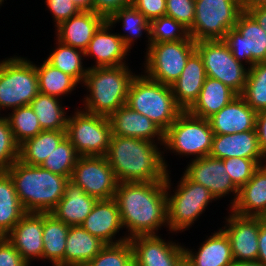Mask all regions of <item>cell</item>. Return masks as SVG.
Returning a JSON list of instances; mask_svg holds the SVG:
<instances>
[{"mask_svg":"<svg viewBox=\"0 0 266 266\" xmlns=\"http://www.w3.org/2000/svg\"><path fill=\"white\" fill-rule=\"evenodd\" d=\"M256 131L260 149L266 157V111L258 113L256 117Z\"/></svg>","mask_w":266,"mask_h":266,"instance_id":"50","label":"cell"},{"mask_svg":"<svg viewBox=\"0 0 266 266\" xmlns=\"http://www.w3.org/2000/svg\"><path fill=\"white\" fill-rule=\"evenodd\" d=\"M236 96L237 94L221 81L207 77L198 99L187 111L193 116L208 119Z\"/></svg>","mask_w":266,"mask_h":266,"instance_id":"29","label":"cell"},{"mask_svg":"<svg viewBox=\"0 0 266 266\" xmlns=\"http://www.w3.org/2000/svg\"><path fill=\"white\" fill-rule=\"evenodd\" d=\"M230 266H264L258 260L256 261H238L234 260Z\"/></svg>","mask_w":266,"mask_h":266,"instance_id":"55","label":"cell"},{"mask_svg":"<svg viewBox=\"0 0 266 266\" xmlns=\"http://www.w3.org/2000/svg\"><path fill=\"white\" fill-rule=\"evenodd\" d=\"M196 51L203 60L207 77L221 81L237 95L242 94L249 70L236 60L223 40L198 41Z\"/></svg>","mask_w":266,"mask_h":266,"instance_id":"11","label":"cell"},{"mask_svg":"<svg viewBox=\"0 0 266 266\" xmlns=\"http://www.w3.org/2000/svg\"><path fill=\"white\" fill-rule=\"evenodd\" d=\"M209 155L221 160L232 157L253 160L266 158L260 149L256 129L242 133L214 135Z\"/></svg>","mask_w":266,"mask_h":266,"instance_id":"22","label":"cell"},{"mask_svg":"<svg viewBox=\"0 0 266 266\" xmlns=\"http://www.w3.org/2000/svg\"><path fill=\"white\" fill-rule=\"evenodd\" d=\"M70 180L98 200L114 198L118 185L105 156H79Z\"/></svg>","mask_w":266,"mask_h":266,"instance_id":"14","label":"cell"},{"mask_svg":"<svg viewBox=\"0 0 266 266\" xmlns=\"http://www.w3.org/2000/svg\"><path fill=\"white\" fill-rule=\"evenodd\" d=\"M104 244H116L129 237L120 238L113 242V236L123 228L117 203L114 198L97 200L90 214L80 225Z\"/></svg>","mask_w":266,"mask_h":266,"instance_id":"20","label":"cell"},{"mask_svg":"<svg viewBox=\"0 0 266 266\" xmlns=\"http://www.w3.org/2000/svg\"><path fill=\"white\" fill-rule=\"evenodd\" d=\"M183 251L185 266H230L234 261L229 238L222 228L210 236L196 254L186 248Z\"/></svg>","mask_w":266,"mask_h":266,"instance_id":"28","label":"cell"},{"mask_svg":"<svg viewBox=\"0 0 266 266\" xmlns=\"http://www.w3.org/2000/svg\"><path fill=\"white\" fill-rule=\"evenodd\" d=\"M207 78L203 60L195 51L189 58L180 77L171 84L176 104L187 111L198 99Z\"/></svg>","mask_w":266,"mask_h":266,"instance_id":"23","label":"cell"},{"mask_svg":"<svg viewBox=\"0 0 266 266\" xmlns=\"http://www.w3.org/2000/svg\"><path fill=\"white\" fill-rule=\"evenodd\" d=\"M188 30L195 20V0H166V14Z\"/></svg>","mask_w":266,"mask_h":266,"instance_id":"45","label":"cell"},{"mask_svg":"<svg viewBox=\"0 0 266 266\" xmlns=\"http://www.w3.org/2000/svg\"><path fill=\"white\" fill-rule=\"evenodd\" d=\"M25 213L10 175L0 172V233L5 237Z\"/></svg>","mask_w":266,"mask_h":266,"instance_id":"33","label":"cell"},{"mask_svg":"<svg viewBox=\"0 0 266 266\" xmlns=\"http://www.w3.org/2000/svg\"><path fill=\"white\" fill-rule=\"evenodd\" d=\"M169 180L167 174L165 181L118 182L114 199L122 226L130 231L129 239L156 235L155 230L168 224L166 193L171 186Z\"/></svg>","mask_w":266,"mask_h":266,"instance_id":"1","label":"cell"},{"mask_svg":"<svg viewBox=\"0 0 266 266\" xmlns=\"http://www.w3.org/2000/svg\"><path fill=\"white\" fill-rule=\"evenodd\" d=\"M155 142L112 135L105 155L118 182L165 181L167 165Z\"/></svg>","mask_w":266,"mask_h":266,"instance_id":"2","label":"cell"},{"mask_svg":"<svg viewBox=\"0 0 266 266\" xmlns=\"http://www.w3.org/2000/svg\"><path fill=\"white\" fill-rule=\"evenodd\" d=\"M191 181L207 188L211 194L218 199L220 197L234 192V200H231L232 206L235 204L239 189L231 181V177L226 172V167L221 159L211 157L210 155L195 159L188 164L185 173Z\"/></svg>","mask_w":266,"mask_h":266,"instance_id":"16","label":"cell"},{"mask_svg":"<svg viewBox=\"0 0 266 266\" xmlns=\"http://www.w3.org/2000/svg\"><path fill=\"white\" fill-rule=\"evenodd\" d=\"M43 213L26 212L5 236L28 263L30 259L43 258Z\"/></svg>","mask_w":266,"mask_h":266,"instance_id":"18","label":"cell"},{"mask_svg":"<svg viewBox=\"0 0 266 266\" xmlns=\"http://www.w3.org/2000/svg\"><path fill=\"white\" fill-rule=\"evenodd\" d=\"M248 75L241 96L257 113L266 111V62H258L247 68Z\"/></svg>","mask_w":266,"mask_h":266,"instance_id":"38","label":"cell"},{"mask_svg":"<svg viewBox=\"0 0 266 266\" xmlns=\"http://www.w3.org/2000/svg\"><path fill=\"white\" fill-rule=\"evenodd\" d=\"M266 32V5L246 10Z\"/></svg>","mask_w":266,"mask_h":266,"instance_id":"52","label":"cell"},{"mask_svg":"<svg viewBox=\"0 0 266 266\" xmlns=\"http://www.w3.org/2000/svg\"><path fill=\"white\" fill-rule=\"evenodd\" d=\"M66 137V130H43L19 146V161L41 166L59 143Z\"/></svg>","mask_w":266,"mask_h":266,"instance_id":"31","label":"cell"},{"mask_svg":"<svg viewBox=\"0 0 266 266\" xmlns=\"http://www.w3.org/2000/svg\"><path fill=\"white\" fill-rule=\"evenodd\" d=\"M231 211L241 216L266 217V165H260L252 178L239 189Z\"/></svg>","mask_w":266,"mask_h":266,"instance_id":"27","label":"cell"},{"mask_svg":"<svg viewBox=\"0 0 266 266\" xmlns=\"http://www.w3.org/2000/svg\"><path fill=\"white\" fill-rule=\"evenodd\" d=\"M126 105L147 116L163 132L183 111L176 104L171 87L152 80L147 75L133 77Z\"/></svg>","mask_w":266,"mask_h":266,"instance_id":"5","label":"cell"},{"mask_svg":"<svg viewBox=\"0 0 266 266\" xmlns=\"http://www.w3.org/2000/svg\"><path fill=\"white\" fill-rule=\"evenodd\" d=\"M38 93L36 65L21 57L0 62V109L27 106Z\"/></svg>","mask_w":266,"mask_h":266,"instance_id":"6","label":"cell"},{"mask_svg":"<svg viewBox=\"0 0 266 266\" xmlns=\"http://www.w3.org/2000/svg\"><path fill=\"white\" fill-rule=\"evenodd\" d=\"M19 144L6 117L0 118V172H6L19 160Z\"/></svg>","mask_w":266,"mask_h":266,"instance_id":"43","label":"cell"},{"mask_svg":"<svg viewBox=\"0 0 266 266\" xmlns=\"http://www.w3.org/2000/svg\"><path fill=\"white\" fill-rule=\"evenodd\" d=\"M97 200L69 179L65 184L64 196L50 213L68 226H80Z\"/></svg>","mask_w":266,"mask_h":266,"instance_id":"25","label":"cell"},{"mask_svg":"<svg viewBox=\"0 0 266 266\" xmlns=\"http://www.w3.org/2000/svg\"><path fill=\"white\" fill-rule=\"evenodd\" d=\"M106 19L94 11H81L57 28V41L85 51L96 30Z\"/></svg>","mask_w":266,"mask_h":266,"instance_id":"26","label":"cell"},{"mask_svg":"<svg viewBox=\"0 0 266 266\" xmlns=\"http://www.w3.org/2000/svg\"><path fill=\"white\" fill-rule=\"evenodd\" d=\"M223 41L239 62L244 59L250 67L266 62V32L247 11L240 13L235 27L227 32Z\"/></svg>","mask_w":266,"mask_h":266,"instance_id":"13","label":"cell"},{"mask_svg":"<svg viewBox=\"0 0 266 266\" xmlns=\"http://www.w3.org/2000/svg\"><path fill=\"white\" fill-rule=\"evenodd\" d=\"M213 137L208 119L182 111L164 132L163 146L181 155H196L195 159H199L209 155Z\"/></svg>","mask_w":266,"mask_h":266,"instance_id":"8","label":"cell"},{"mask_svg":"<svg viewBox=\"0 0 266 266\" xmlns=\"http://www.w3.org/2000/svg\"><path fill=\"white\" fill-rule=\"evenodd\" d=\"M38 89L40 93L58 97L70 93L78 82L70 75L53 67L46 60L36 66Z\"/></svg>","mask_w":266,"mask_h":266,"instance_id":"35","label":"cell"},{"mask_svg":"<svg viewBox=\"0 0 266 266\" xmlns=\"http://www.w3.org/2000/svg\"><path fill=\"white\" fill-rule=\"evenodd\" d=\"M0 266H29L6 237L0 238Z\"/></svg>","mask_w":266,"mask_h":266,"instance_id":"48","label":"cell"},{"mask_svg":"<svg viewBox=\"0 0 266 266\" xmlns=\"http://www.w3.org/2000/svg\"><path fill=\"white\" fill-rule=\"evenodd\" d=\"M78 157L79 155L76 153L71 141L65 137L55 150L48 155L41 167L69 180Z\"/></svg>","mask_w":266,"mask_h":266,"instance_id":"39","label":"cell"},{"mask_svg":"<svg viewBox=\"0 0 266 266\" xmlns=\"http://www.w3.org/2000/svg\"><path fill=\"white\" fill-rule=\"evenodd\" d=\"M133 0H93V11L106 20L117 10L132 5Z\"/></svg>","mask_w":266,"mask_h":266,"instance_id":"49","label":"cell"},{"mask_svg":"<svg viewBox=\"0 0 266 266\" xmlns=\"http://www.w3.org/2000/svg\"><path fill=\"white\" fill-rule=\"evenodd\" d=\"M222 229L228 236L234 260L256 261L259 252L260 217L241 216L233 211Z\"/></svg>","mask_w":266,"mask_h":266,"instance_id":"17","label":"cell"},{"mask_svg":"<svg viewBox=\"0 0 266 266\" xmlns=\"http://www.w3.org/2000/svg\"><path fill=\"white\" fill-rule=\"evenodd\" d=\"M59 100L58 97L39 92L29 104L42 130H66L68 117Z\"/></svg>","mask_w":266,"mask_h":266,"instance_id":"34","label":"cell"},{"mask_svg":"<svg viewBox=\"0 0 266 266\" xmlns=\"http://www.w3.org/2000/svg\"><path fill=\"white\" fill-rule=\"evenodd\" d=\"M259 252L257 260L266 266V217H260V231L258 236Z\"/></svg>","mask_w":266,"mask_h":266,"instance_id":"51","label":"cell"},{"mask_svg":"<svg viewBox=\"0 0 266 266\" xmlns=\"http://www.w3.org/2000/svg\"><path fill=\"white\" fill-rule=\"evenodd\" d=\"M242 11L239 0H195V20L189 35L195 42L223 40Z\"/></svg>","mask_w":266,"mask_h":266,"instance_id":"7","label":"cell"},{"mask_svg":"<svg viewBox=\"0 0 266 266\" xmlns=\"http://www.w3.org/2000/svg\"><path fill=\"white\" fill-rule=\"evenodd\" d=\"M6 118L19 145L43 131L30 105L13 109V112Z\"/></svg>","mask_w":266,"mask_h":266,"instance_id":"40","label":"cell"},{"mask_svg":"<svg viewBox=\"0 0 266 266\" xmlns=\"http://www.w3.org/2000/svg\"><path fill=\"white\" fill-rule=\"evenodd\" d=\"M239 3L242 10L246 11L253 7L266 5V0H239Z\"/></svg>","mask_w":266,"mask_h":266,"instance_id":"53","label":"cell"},{"mask_svg":"<svg viewBox=\"0 0 266 266\" xmlns=\"http://www.w3.org/2000/svg\"><path fill=\"white\" fill-rule=\"evenodd\" d=\"M134 266H185L184 247L165 242L157 235H138L129 239Z\"/></svg>","mask_w":266,"mask_h":266,"instance_id":"15","label":"cell"},{"mask_svg":"<svg viewBox=\"0 0 266 266\" xmlns=\"http://www.w3.org/2000/svg\"><path fill=\"white\" fill-rule=\"evenodd\" d=\"M134 76L126 65L90 67L83 82L91 94L84 98L85 111L110 117L126 104Z\"/></svg>","mask_w":266,"mask_h":266,"instance_id":"4","label":"cell"},{"mask_svg":"<svg viewBox=\"0 0 266 266\" xmlns=\"http://www.w3.org/2000/svg\"><path fill=\"white\" fill-rule=\"evenodd\" d=\"M76 266H90L89 264H80V265H76Z\"/></svg>","mask_w":266,"mask_h":266,"instance_id":"56","label":"cell"},{"mask_svg":"<svg viewBox=\"0 0 266 266\" xmlns=\"http://www.w3.org/2000/svg\"><path fill=\"white\" fill-rule=\"evenodd\" d=\"M81 11H93V0H72Z\"/></svg>","mask_w":266,"mask_h":266,"instance_id":"54","label":"cell"},{"mask_svg":"<svg viewBox=\"0 0 266 266\" xmlns=\"http://www.w3.org/2000/svg\"><path fill=\"white\" fill-rule=\"evenodd\" d=\"M112 135L134 137L154 142L155 136L158 141L164 143V132L153 123L147 116L131 109L126 104L117 109L110 117Z\"/></svg>","mask_w":266,"mask_h":266,"instance_id":"21","label":"cell"},{"mask_svg":"<svg viewBox=\"0 0 266 266\" xmlns=\"http://www.w3.org/2000/svg\"><path fill=\"white\" fill-rule=\"evenodd\" d=\"M111 27L112 24L105 20L94 33L88 48L85 50V56H95L97 65L93 67L125 65L123 59L129 49L118 34L108 32Z\"/></svg>","mask_w":266,"mask_h":266,"instance_id":"24","label":"cell"},{"mask_svg":"<svg viewBox=\"0 0 266 266\" xmlns=\"http://www.w3.org/2000/svg\"><path fill=\"white\" fill-rule=\"evenodd\" d=\"M132 5L150 22L166 14V0H133Z\"/></svg>","mask_w":266,"mask_h":266,"instance_id":"47","label":"cell"},{"mask_svg":"<svg viewBox=\"0 0 266 266\" xmlns=\"http://www.w3.org/2000/svg\"><path fill=\"white\" fill-rule=\"evenodd\" d=\"M147 50V77L171 86L180 77L188 58L196 51V42L189 37L175 42L151 43Z\"/></svg>","mask_w":266,"mask_h":266,"instance_id":"10","label":"cell"},{"mask_svg":"<svg viewBox=\"0 0 266 266\" xmlns=\"http://www.w3.org/2000/svg\"><path fill=\"white\" fill-rule=\"evenodd\" d=\"M257 112L241 95L208 118L214 135L242 133L256 129Z\"/></svg>","mask_w":266,"mask_h":266,"instance_id":"19","label":"cell"},{"mask_svg":"<svg viewBox=\"0 0 266 266\" xmlns=\"http://www.w3.org/2000/svg\"><path fill=\"white\" fill-rule=\"evenodd\" d=\"M226 172L231 177L233 184L240 189L254 175L255 171L262 164L261 160H253L248 158L232 157L223 159Z\"/></svg>","mask_w":266,"mask_h":266,"instance_id":"44","label":"cell"},{"mask_svg":"<svg viewBox=\"0 0 266 266\" xmlns=\"http://www.w3.org/2000/svg\"><path fill=\"white\" fill-rule=\"evenodd\" d=\"M175 195L170 196L168 191L167 211L170 231H184L197 217L205 210L209 202L215 197L204 186L191 181L185 174L179 185H177Z\"/></svg>","mask_w":266,"mask_h":266,"instance_id":"12","label":"cell"},{"mask_svg":"<svg viewBox=\"0 0 266 266\" xmlns=\"http://www.w3.org/2000/svg\"><path fill=\"white\" fill-rule=\"evenodd\" d=\"M55 51L51 52L46 61L53 67L72 76L78 83L84 82L89 68L84 69L82 65V56L85 51L65 45L58 41Z\"/></svg>","mask_w":266,"mask_h":266,"instance_id":"36","label":"cell"},{"mask_svg":"<svg viewBox=\"0 0 266 266\" xmlns=\"http://www.w3.org/2000/svg\"><path fill=\"white\" fill-rule=\"evenodd\" d=\"M25 212L50 213L64 196L68 179L17 160L6 171Z\"/></svg>","mask_w":266,"mask_h":266,"instance_id":"3","label":"cell"},{"mask_svg":"<svg viewBox=\"0 0 266 266\" xmlns=\"http://www.w3.org/2000/svg\"><path fill=\"white\" fill-rule=\"evenodd\" d=\"M88 264L90 266H134L132 245L129 240L105 244Z\"/></svg>","mask_w":266,"mask_h":266,"instance_id":"41","label":"cell"},{"mask_svg":"<svg viewBox=\"0 0 266 266\" xmlns=\"http://www.w3.org/2000/svg\"><path fill=\"white\" fill-rule=\"evenodd\" d=\"M69 227L53 214L43 213V258L50 260L54 266H64Z\"/></svg>","mask_w":266,"mask_h":266,"instance_id":"32","label":"cell"},{"mask_svg":"<svg viewBox=\"0 0 266 266\" xmlns=\"http://www.w3.org/2000/svg\"><path fill=\"white\" fill-rule=\"evenodd\" d=\"M45 2L53 14L56 27L81 12L72 0H46Z\"/></svg>","mask_w":266,"mask_h":266,"instance_id":"46","label":"cell"},{"mask_svg":"<svg viewBox=\"0 0 266 266\" xmlns=\"http://www.w3.org/2000/svg\"><path fill=\"white\" fill-rule=\"evenodd\" d=\"M105 244L81 226H70L66 240L64 266L88 264Z\"/></svg>","mask_w":266,"mask_h":266,"instance_id":"30","label":"cell"},{"mask_svg":"<svg viewBox=\"0 0 266 266\" xmlns=\"http://www.w3.org/2000/svg\"><path fill=\"white\" fill-rule=\"evenodd\" d=\"M110 24H115L116 22H123V28L125 31L129 32L127 36L119 35L118 36L124 42V45L129 49L134 44V38H139L142 35V31L144 30L148 35V44L150 43V21L133 5L121 8L117 10L114 14H112L108 19Z\"/></svg>","mask_w":266,"mask_h":266,"instance_id":"37","label":"cell"},{"mask_svg":"<svg viewBox=\"0 0 266 266\" xmlns=\"http://www.w3.org/2000/svg\"><path fill=\"white\" fill-rule=\"evenodd\" d=\"M111 136L109 117L78 110L68 118L66 137L79 156H105Z\"/></svg>","mask_w":266,"mask_h":266,"instance_id":"9","label":"cell"},{"mask_svg":"<svg viewBox=\"0 0 266 266\" xmlns=\"http://www.w3.org/2000/svg\"><path fill=\"white\" fill-rule=\"evenodd\" d=\"M189 37L188 29L171 17L162 16L150 22V43L175 42Z\"/></svg>","mask_w":266,"mask_h":266,"instance_id":"42","label":"cell"}]
</instances>
